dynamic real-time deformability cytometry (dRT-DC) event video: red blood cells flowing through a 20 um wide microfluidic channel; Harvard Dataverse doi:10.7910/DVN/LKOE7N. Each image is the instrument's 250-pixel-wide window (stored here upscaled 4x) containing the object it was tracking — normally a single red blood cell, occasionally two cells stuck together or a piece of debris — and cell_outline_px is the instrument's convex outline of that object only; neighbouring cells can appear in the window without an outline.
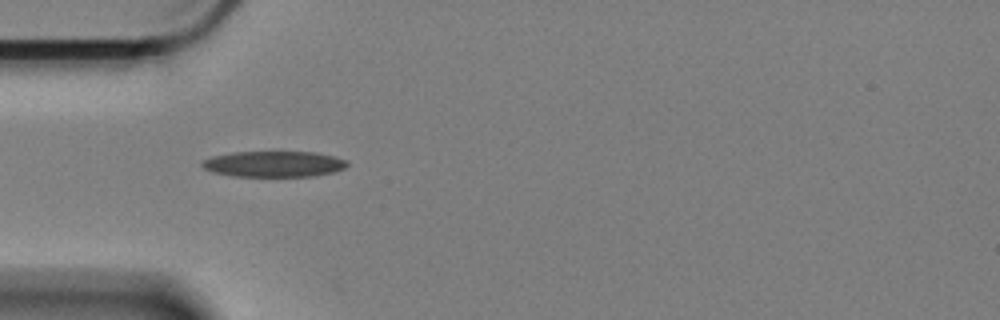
{"species": "Egyptian fruit bat (a non-hibernating species)", "species_latin": "Rousettus aegyptiacus", "temperature_condition": "cold", "stored_images_in_passage": 16, "camera_frame_rate_fps": 3000, "um_per_image_px": 0.085, "animal": {"sex": "female"}, "frame": {"image": 1, "passage_image": 1, "time_ms": 0.0, "image_size_px": [1000, 320], "cell_outline_px": [[348, 164], [344, 168], [336, 172], [312, 176], [232, 176], [212, 172], [204, 168], [200, 164], [204, 160], [212, 156], [232, 152], [316, 152], [348, 160]], "centroid_in_image_um": [23.28, 13.94], "position_along_channel_um": 61.7, "area_um2": 21.91}}
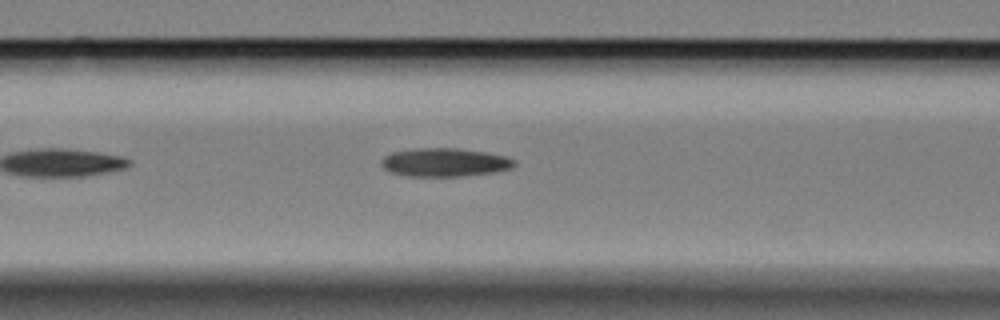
{"frame": {"image": 2, "passage_image": 7, "time_ms": 2.0, "image_size_px": [1000, 320], "cell_outline_px": [[516, 164], [512, 168], [492, 172], [464, 176], [408, 176], [388, 172], [380, 164], [380, 160], [384, 156], [392, 152], [416, 148], [456, 148], [484, 152], [508, 156], [516, 160]], "centroid_in_image_um": [37.78, 13.8], "position_along_channel_um": 128.8, "area_um2": 22.2}}
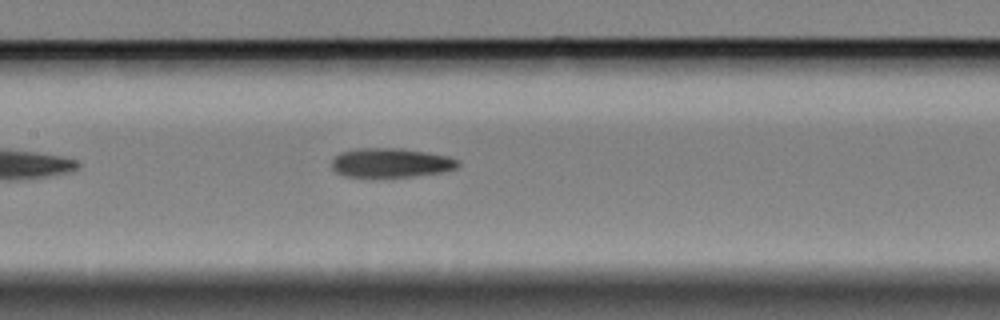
{"frame": {"image": 3, "passage_image": 11, "time_ms": 3.333, "image_size_px": [1000, 320], "cell_outline_px": [[460, 164], [456, 168], [444, 172], [412, 176], [344, 176], [336, 172], [332, 168], [332, 160], [340, 152], [356, 148], [400, 148], [448, 156], [460, 160]], "centroid_in_image_um": [33.23, 13.82], "position_along_channel_um": 174.2, "area_um2": 21.39}}